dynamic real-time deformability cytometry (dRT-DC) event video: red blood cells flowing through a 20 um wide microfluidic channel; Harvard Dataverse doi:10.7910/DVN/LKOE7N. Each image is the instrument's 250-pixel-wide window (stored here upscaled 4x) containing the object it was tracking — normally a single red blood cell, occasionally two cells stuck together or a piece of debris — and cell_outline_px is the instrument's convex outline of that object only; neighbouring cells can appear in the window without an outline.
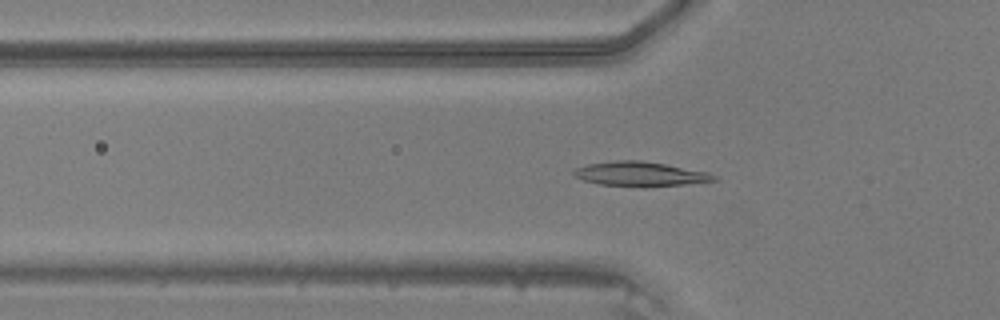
{"species": "common noctule bat (a hibernating species)", "species_latin": "Nyctalus noctula", "temperature_condition": "warm", "stored_images_in_passage": 47, "camera_frame_rate_fps": 3000, "um_per_image_px": 0.085, "animal": {"sex": "male", "body_mass_g": 20.5, "forearm_length_mm": 52.5}, "frame": {"image": 1, "passage_image": 16, "time_ms": 5.0, "image_size_px": [1000, 320], "cell_outline_px": [[720, 180], [684, 184], [644, 188], [640, 188], [600, 184], [584, 180], [576, 176], [572, 172], [576, 168], [588, 164], [616, 160], [640, 160], [664, 164], [708, 172], [716, 176]], "centroid_in_image_um": [54.44, 14.8], "position_along_channel_um": 71.4, "area_um2": 20.11}}
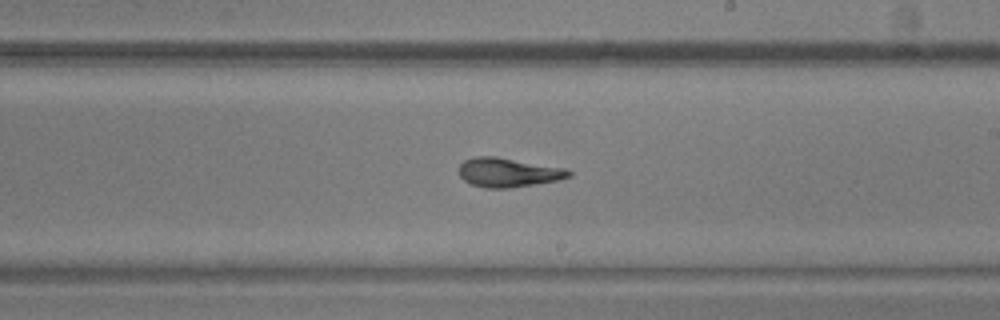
{"frame": {"image": 2, "passage_image": 28, "time_ms": 9.0, "image_size_px": [1000, 320], "cell_outline_px": [[572, 176], [560, 180], [512, 188], [484, 188], [472, 184], [464, 180], [460, 176], [460, 164], [464, 160], [476, 156], [496, 156], [564, 168], [572, 172]], "centroid_in_image_um": [43.21, 14.66], "position_along_channel_um": 245.8, "area_um2": 18.73}}
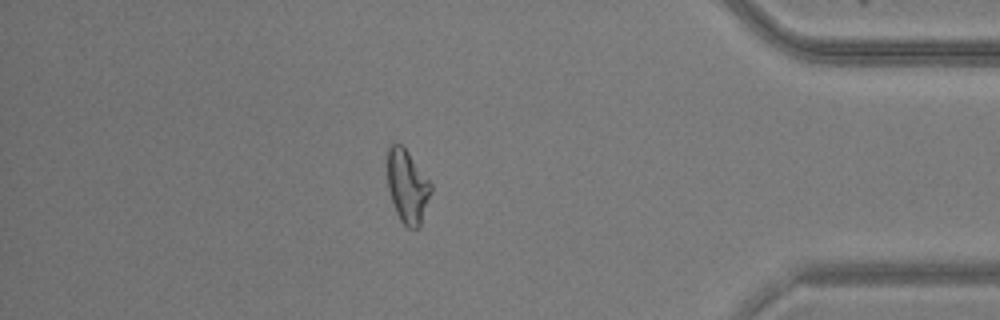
{"frame": {"image": 3, "passage_image": 41, "time_ms": 13.333, "image_size_px": [1000, 320], "cell_outline_px": [[432, 192], [420, 228], [408, 228], [400, 220], [396, 212], [388, 188], [388, 144], [400, 144], [408, 152], [432, 184]], "centroid_in_image_um": [34.65, 15.88], "position_along_channel_um": 400.6, "area_um2": 18.55}}